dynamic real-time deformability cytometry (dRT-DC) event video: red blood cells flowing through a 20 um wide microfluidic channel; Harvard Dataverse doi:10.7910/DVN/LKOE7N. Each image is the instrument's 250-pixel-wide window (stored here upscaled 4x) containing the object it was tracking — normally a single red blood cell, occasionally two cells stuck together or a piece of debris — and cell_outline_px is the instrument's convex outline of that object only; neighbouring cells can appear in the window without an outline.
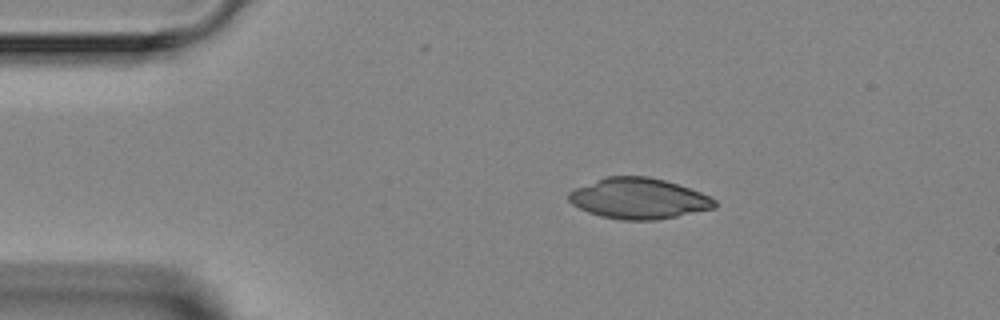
{"species": "Egyptian fruit bat (a non-hibernating species)", "species_latin": "Rousettus aegyptiacus", "temperature_condition": "room temperature", "stored_images_in_passage": 1, "camera_frame_rate_fps": 3000, "um_per_image_px": 0.085, "animal": {"sex": "female"}, "frame": {"image": 1, "passage_image": 1, "time_ms": 0.0, "image_size_px": [1000, 320], "cell_outline_px": [[716, 208], [656, 220], [620, 220], [600, 216], [588, 212], [572, 204], [568, 200], [568, 192], [576, 188], [604, 176], [648, 176], [664, 180], [700, 192], [716, 200]], "centroid_in_image_um": [54.26, 16.87], "position_along_channel_um": 30.7, "area_um2": 34.56}}